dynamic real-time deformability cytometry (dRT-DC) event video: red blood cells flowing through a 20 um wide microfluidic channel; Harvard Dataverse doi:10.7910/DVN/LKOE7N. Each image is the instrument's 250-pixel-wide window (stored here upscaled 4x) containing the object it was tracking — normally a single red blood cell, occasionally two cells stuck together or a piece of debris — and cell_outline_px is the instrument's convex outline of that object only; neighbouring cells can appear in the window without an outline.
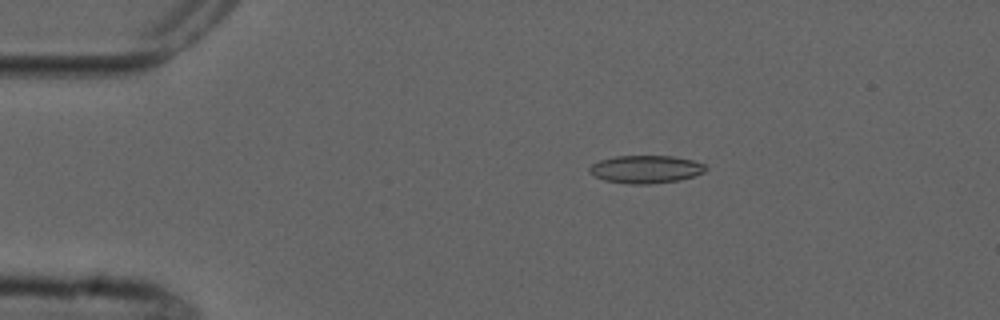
{"species": "common noctule bat (a hibernating species)", "species_latin": "Nyctalus noctula", "temperature_condition": "cold", "stored_images_in_passage": 8, "camera_frame_rate_fps": 3000, "um_per_image_px": 0.085, "animal": {"sex": "male", "forearm_length_mm": 52.5}, "frame": {"image": 1, "passage_image": 2, "time_ms": 1.333, "image_size_px": [1000, 320], "cell_outline_px": [[708, 168], [704, 172], [696, 176], [680, 180], [652, 184], [628, 184], [604, 180], [588, 172], [588, 168], [592, 164], [600, 160], [616, 156], [672, 156], [692, 160], [704, 164]], "centroid_in_image_um": [54.91, 14.39], "position_along_channel_um": 30.1, "area_um2": 18.96}}
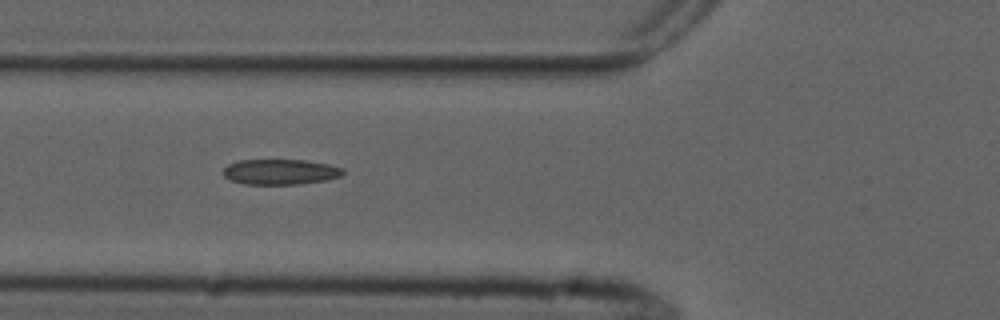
{"frame": {"image": 2, "passage_image": 5, "time_ms": 4.667, "image_size_px": [1000, 320], "cell_outline_px": [[344, 172], [340, 176], [328, 180], [300, 184], [244, 184], [232, 180], [224, 176], [224, 168], [228, 164], [240, 160], [304, 160], [328, 164], [344, 168]], "centroid_in_image_um": [23.85, 14.61], "position_along_channel_um": 101.9, "area_um2": 17.69}}
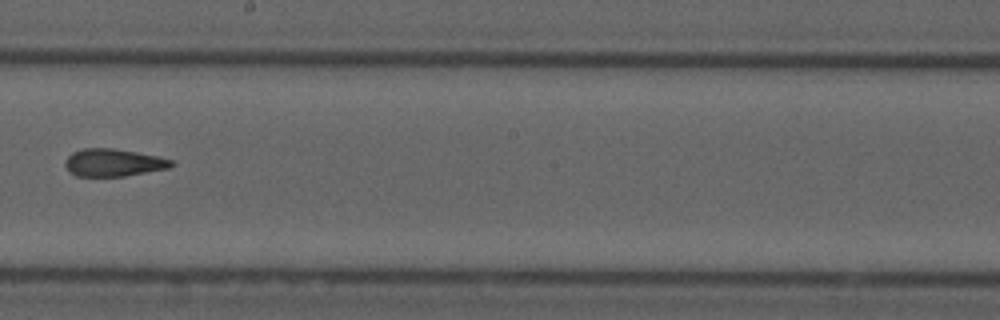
{"frame": {"image": 3, "passage_image": 8, "time_ms": 8.333, "image_size_px": [1000, 320], "cell_outline_px": [[176, 164], [168, 168], [124, 176], [76, 176], [64, 164], [64, 160], [72, 152], [84, 148], [112, 148], [136, 152], [156, 156], [172, 160]], "centroid_in_image_um": [9.63, 13.81], "position_along_channel_um": 238.6, "area_um2": 16.88}}